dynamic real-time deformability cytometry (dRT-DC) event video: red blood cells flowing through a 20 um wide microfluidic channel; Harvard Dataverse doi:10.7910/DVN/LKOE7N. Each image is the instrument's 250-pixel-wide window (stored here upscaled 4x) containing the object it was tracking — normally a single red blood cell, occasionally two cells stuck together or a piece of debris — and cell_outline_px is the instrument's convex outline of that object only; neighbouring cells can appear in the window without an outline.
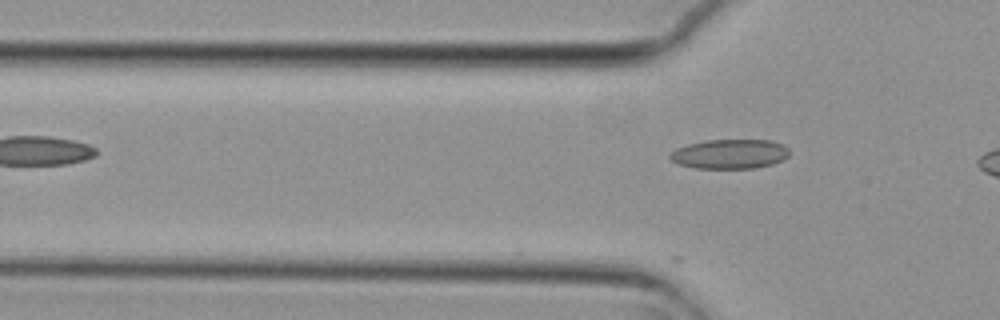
{"species": "common noctule bat (a hibernating species)", "species_latin": "Nyctalus noctula", "temperature_condition": "cold", "stored_images_in_passage": 7, "camera_frame_rate_fps": 3000, "um_per_image_px": 0.085, "animal": {"sex": "female", "body_mass_g": 29.2, "forearm_length_mm": 56.3}, "frame": {"image": 1, "passage_image": 5, "time_ms": 1.333, "image_size_px": [1000, 320], "cell_outline_px": [[788, 156], [784, 160], [772, 164], [756, 168], [696, 168], [680, 164], [672, 160], [668, 156], [676, 148], [688, 144], [704, 140], [772, 140], [784, 144], [788, 148]], "centroid_in_image_um": [62.07, 13.08], "position_along_channel_um": 63.7, "area_um2": 20.58}}